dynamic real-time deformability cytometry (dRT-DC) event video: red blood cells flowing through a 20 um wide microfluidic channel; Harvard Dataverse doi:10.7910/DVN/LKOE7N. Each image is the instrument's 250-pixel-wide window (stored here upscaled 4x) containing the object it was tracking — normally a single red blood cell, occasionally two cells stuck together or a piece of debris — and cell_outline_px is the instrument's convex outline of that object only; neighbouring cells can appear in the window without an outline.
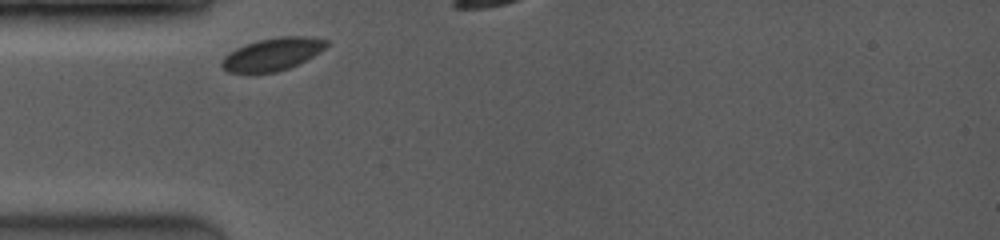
{"species": "common noctule bat (a hibernating species)", "species_latin": "Nyctalus noctula", "temperature_condition": "room temperature", "stored_images_in_passage": 3, "camera_frame_rate_fps": 3500, "um_per_image_px": 0.085, "animal": {"sex": "female", "body_mass_g": 19.0, "forearm_length_mm": 53.3}, "frame": {"image": 1, "passage_image": 1, "time_ms": 0.0, "image_size_px": [1000, 240], "cell_outline_px": [[328, 44], [320, 52], [288, 68], [276, 72], [228, 72], [220, 68], [220, 60], [224, 56], [236, 48], [256, 40], [280, 36], [304, 36], [328, 40]], "centroid_in_image_um": [23.11, 4.6], "position_along_channel_um": 61.9, "area_um2": 19.77}}